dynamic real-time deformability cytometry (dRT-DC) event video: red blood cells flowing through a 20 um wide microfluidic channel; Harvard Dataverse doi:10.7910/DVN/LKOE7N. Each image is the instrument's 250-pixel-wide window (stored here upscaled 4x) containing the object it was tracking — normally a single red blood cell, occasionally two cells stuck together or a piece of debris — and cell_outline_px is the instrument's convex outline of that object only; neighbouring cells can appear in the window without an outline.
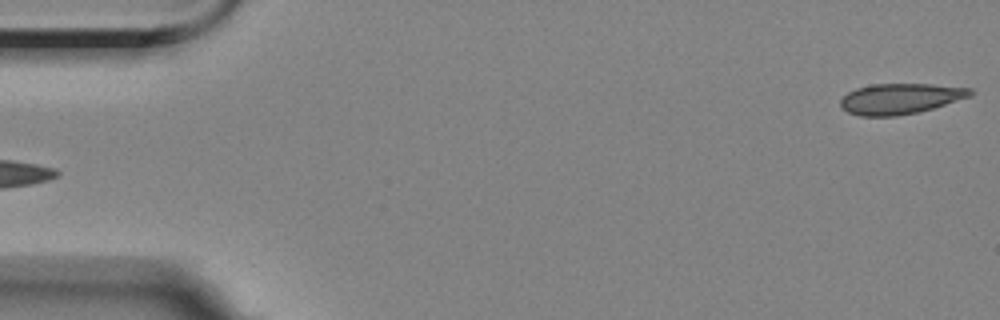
{"species": "Egyptian fruit bat (a non-hibernating species)", "species_latin": "Rousettus aegyptiacus", "temperature_condition": "room temperature", "stored_images_in_passage": 4, "camera_frame_rate_fps": 3000, "um_per_image_px": 0.085, "animal": {"sex": "female"}, "frame": {"image": 1, "passage_image": 4, "time_ms": 3.333, "image_size_px": [1000, 320], "cell_outline_px": [[976, 92], [972, 96], [932, 108], [916, 112], [896, 116], [860, 116], [848, 112], [840, 108], [840, 100], [848, 92], [856, 88], [872, 84], [932, 84], [972, 88]], "centroid_in_image_um": [76.53, 8.38], "position_along_channel_um": 8.5, "area_um2": 23.24}}